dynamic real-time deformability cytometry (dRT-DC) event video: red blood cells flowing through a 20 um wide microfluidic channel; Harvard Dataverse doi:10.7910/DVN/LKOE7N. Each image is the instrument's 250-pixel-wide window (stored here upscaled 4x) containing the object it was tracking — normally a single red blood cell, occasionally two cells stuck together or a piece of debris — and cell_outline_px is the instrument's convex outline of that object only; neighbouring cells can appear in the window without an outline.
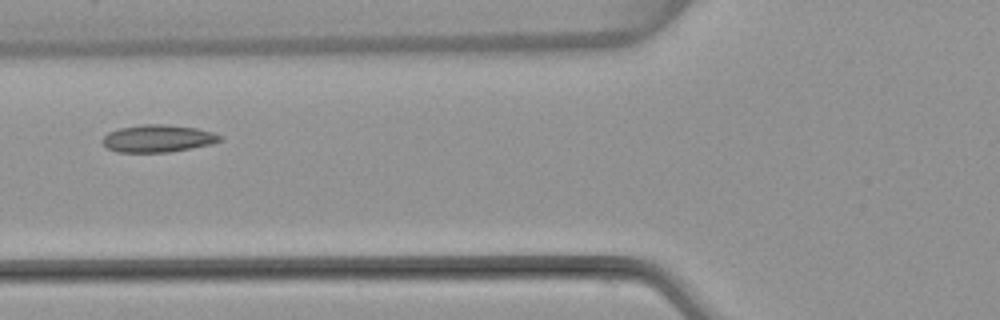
{"species": "common noctule bat (a hibernating species)", "species_latin": "Nyctalus noctula", "temperature_condition": "warm", "stored_images_in_passage": 6, "camera_frame_rate_fps": 3000, "um_per_image_px": 0.085, "animal": {"sex": "female", "body_mass_g": 22.7, "forearm_length_mm": 54.2}, "frame": {"image": 1, "passage_image": 5, "time_ms": 5.0, "image_size_px": [1000, 320], "cell_outline_px": [[224, 140], [212, 144], [168, 152], [116, 152], [108, 148], [100, 140], [108, 132], [120, 128], [144, 124], [164, 124], [196, 128], [212, 132], [220, 136]], "centroid_in_image_um": [13.41, 11.77], "position_along_channel_um": 112.4, "area_um2": 18.67}}
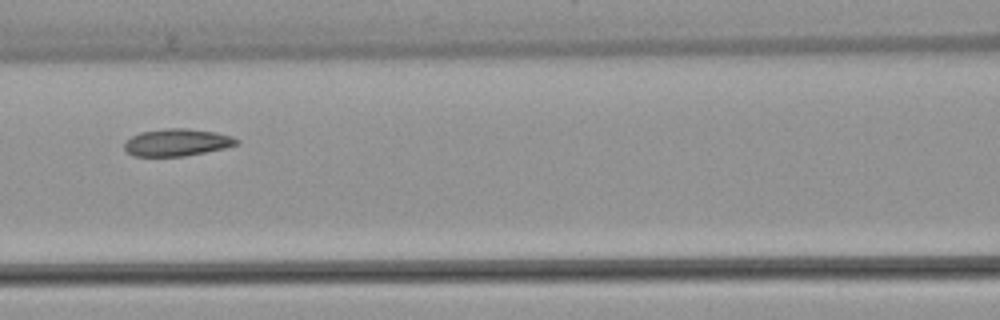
{"frame": {"image": 2, "passage_image": 6, "time_ms": 6.0, "image_size_px": [1000, 320], "cell_outline_px": [[240, 144], [224, 148], [184, 156], [132, 156], [124, 152], [124, 140], [140, 132], [168, 128], [188, 128], [216, 132], [232, 136], [240, 140]], "centroid_in_image_um": [15.02, 12.1], "position_along_channel_um": 151.6, "area_um2": 18.03}}